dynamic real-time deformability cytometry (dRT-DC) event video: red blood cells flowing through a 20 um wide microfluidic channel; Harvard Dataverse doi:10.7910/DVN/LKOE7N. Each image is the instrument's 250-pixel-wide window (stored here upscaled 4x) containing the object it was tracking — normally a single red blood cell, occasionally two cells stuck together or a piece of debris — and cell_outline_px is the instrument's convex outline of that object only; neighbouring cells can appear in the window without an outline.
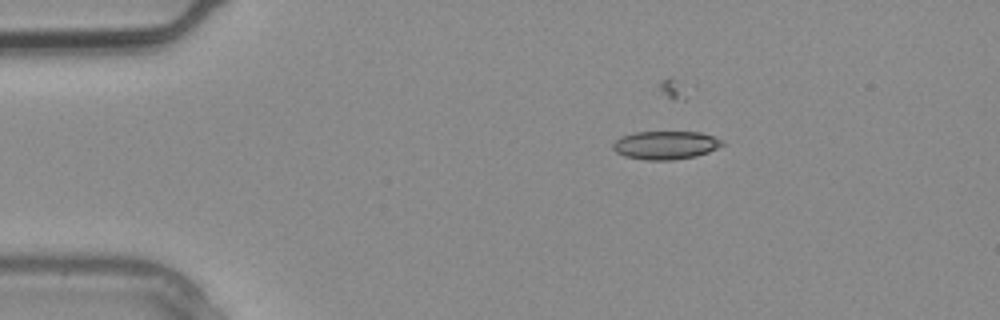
{"species": "common noctule bat (a hibernating species)", "species_latin": "Nyctalus noctula", "temperature_condition": "warm", "stored_images_in_passage": 2, "camera_frame_rate_fps": 3000, "um_per_image_px": 0.085, "animal": {"sex": "male", "body_mass_g": 20.4}, "frame": {"image": 1, "passage_image": 2, "time_ms": 0.333, "image_size_px": [1000, 320], "cell_outline_px": [[724, 144], [708, 152], [696, 156], [672, 160], [644, 160], [624, 156], [616, 152], [612, 148], [612, 144], [620, 136], [636, 132], [700, 132], [724, 140]], "centroid_in_image_um": [56.55, 12.34], "position_along_channel_um": 28.4, "area_um2": 18.09}}